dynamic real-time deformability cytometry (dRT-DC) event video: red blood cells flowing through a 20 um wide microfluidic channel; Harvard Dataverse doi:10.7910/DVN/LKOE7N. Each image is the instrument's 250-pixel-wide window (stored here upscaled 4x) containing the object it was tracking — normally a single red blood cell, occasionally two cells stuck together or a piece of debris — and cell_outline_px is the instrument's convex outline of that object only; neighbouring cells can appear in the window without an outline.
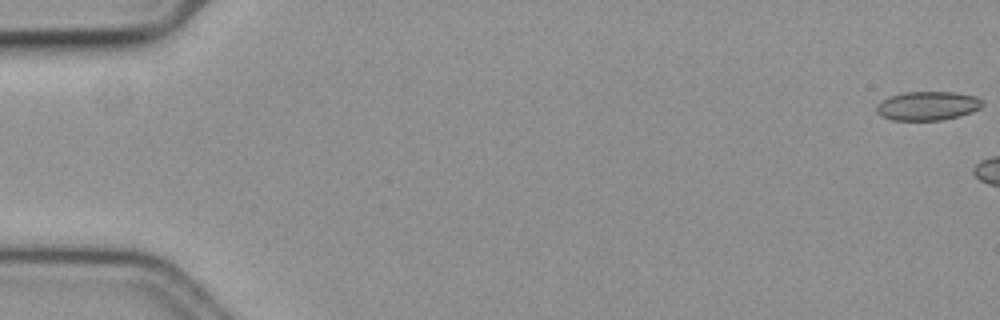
{"species": "common noctule bat (a hibernating species)", "species_latin": "Nyctalus noctula", "temperature_condition": "cold", "stored_images_in_passage": 51, "camera_frame_rate_fps": 3000, "um_per_image_px": 0.085, "animal": {"sex": "female", "body_mass_g": 19.3, "forearm_length_mm": 54.1}, "frame": {"image": 1, "passage_image": 1, "time_ms": 0.0, "image_size_px": [1000, 320], "cell_outline_px": [[984, 104], [980, 108], [972, 112], [960, 116], [944, 120], [892, 120], [880, 116], [876, 112], [876, 104], [880, 100], [888, 96], [904, 92], [956, 92], [976, 96], [984, 100]], "centroid_in_image_um": [78.84, 8.99], "position_along_channel_um": 6.2, "area_um2": 18.26}}
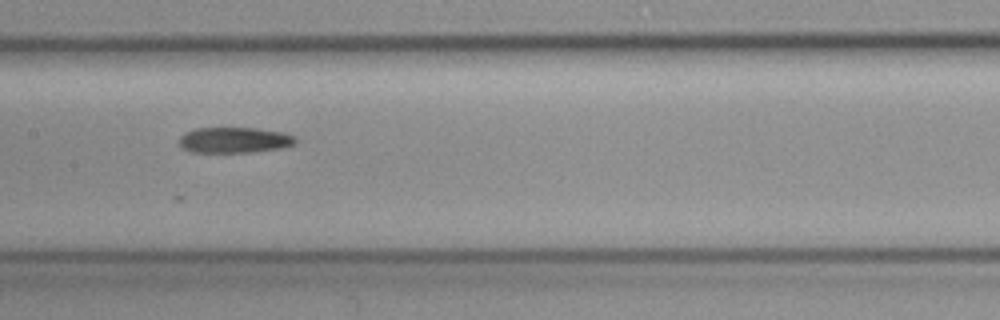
{"frame": {"image": 2, "passage_image": 22, "time_ms": 7.0, "image_size_px": [1000, 320], "cell_outline_px": [[296, 144], [280, 148], [248, 152], [188, 152], [180, 148], [180, 136], [184, 132], [196, 128], [256, 128], [284, 132], [296, 136]], "centroid_in_image_um": [19.9, 11.9], "position_along_channel_um": 187.5, "area_um2": 17.57}}
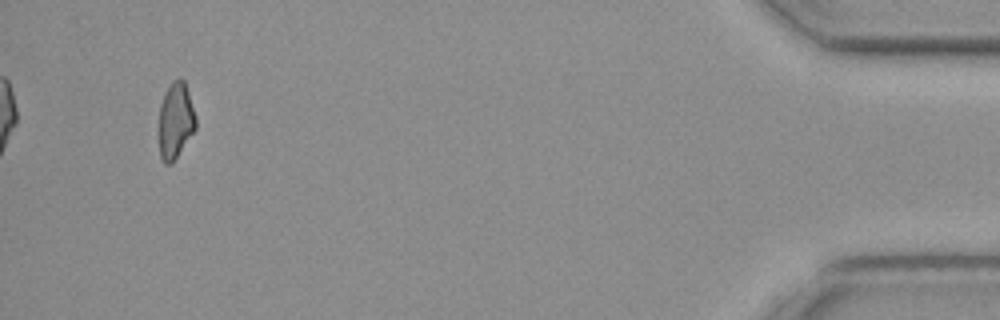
{"frame": {"image": 3, "passage_image": 48, "time_ms": 15.667, "image_size_px": [1000, 320], "cell_outline_px": [[196, 128], [172, 164], [164, 164], [160, 156], [160, 104], [172, 80], [180, 76], [184, 80], [196, 116]], "centroid_in_image_um": [14.94, 10.25], "position_along_channel_um": 420.3, "area_um2": 16.18}}